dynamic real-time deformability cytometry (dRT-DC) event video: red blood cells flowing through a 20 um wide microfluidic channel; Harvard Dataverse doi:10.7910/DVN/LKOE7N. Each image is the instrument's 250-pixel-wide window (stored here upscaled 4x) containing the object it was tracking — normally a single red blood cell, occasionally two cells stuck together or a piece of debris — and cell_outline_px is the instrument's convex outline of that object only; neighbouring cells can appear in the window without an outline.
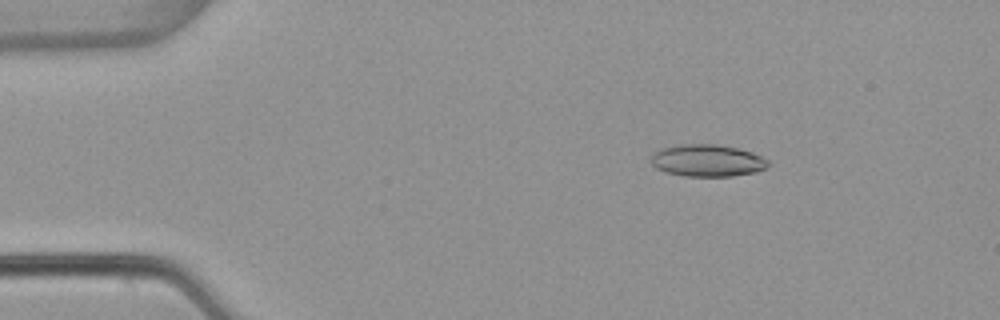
{"species": "common noctule bat (a hibernating species)", "species_latin": "Nyctalus noctula", "temperature_condition": "warm", "stored_images_in_passage": 53, "camera_frame_rate_fps": 3000, "um_per_image_px": 0.085, "animal": {"sex": "female", "body_mass_g": 22.7, "forearm_length_mm": 54.2}, "frame": {"image": 1, "passage_image": 8, "time_ms": 2.333, "image_size_px": [1000, 320], "cell_outline_px": [[772, 164], [768, 168], [756, 172], [732, 176], [684, 176], [668, 172], [656, 168], [652, 164], [652, 156], [660, 148], [680, 144], [716, 144], [736, 148], [752, 152], [768, 160]], "centroid_in_image_um": [60.17, 13.65], "position_along_channel_um": 24.8, "area_um2": 21.91}}
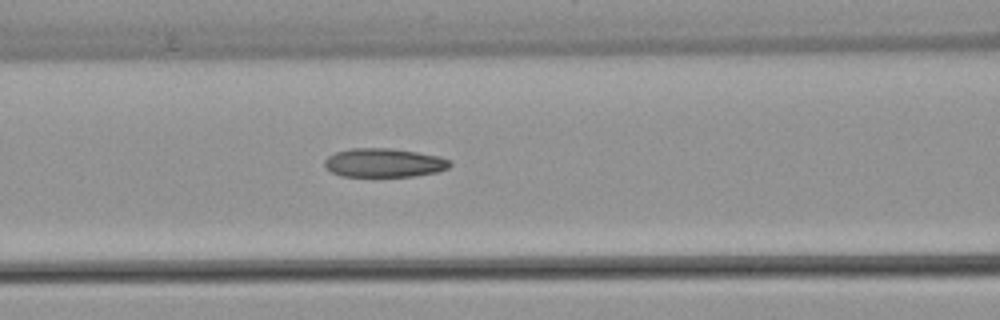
{"frame": {"image": 2, "passage_image": 22, "time_ms": 7.0, "image_size_px": [1000, 320], "cell_outline_px": [[452, 164], [448, 168], [436, 172], [416, 176], [340, 176], [332, 172], [324, 164], [324, 160], [328, 156], [336, 152], [352, 148], [392, 148], [440, 156], [448, 160]], "centroid_in_image_um": [32.64, 13.83], "position_along_channel_um": 134.0, "area_um2": 20.98}}
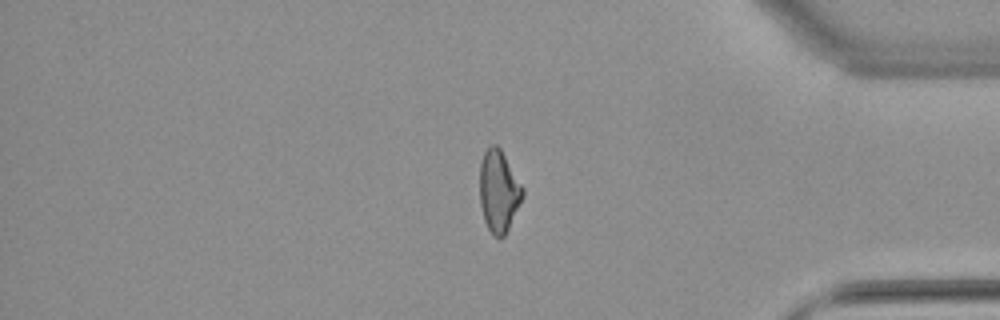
{"frame": {"image": 3, "passage_image": 44, "time_ms": 14.333, "image_size_px": [1000, 320], "cell_outline_px": [[524, 196], [504, 236], [492, 236], [484, 220], [480, 204], [480, 164], [484, 152], [492, 144], [496, 144], [500, 148], [524, 188]], "centroid_in_image_um": [42.39, 16.24], "position_along_channel_um": 392.8, "area_um2": 20.35}, "authors_computed_cell_mechanics": {"area_um2": 21.2126, "velocity_mm_per_s": 3.8834, "shape_relaxation_time_tau1_ms": null, "shape_relaxation_time_tau2_ms": 2.765, "deformation_change_tau1": null, "deformation_change_tau2": 0.105}}